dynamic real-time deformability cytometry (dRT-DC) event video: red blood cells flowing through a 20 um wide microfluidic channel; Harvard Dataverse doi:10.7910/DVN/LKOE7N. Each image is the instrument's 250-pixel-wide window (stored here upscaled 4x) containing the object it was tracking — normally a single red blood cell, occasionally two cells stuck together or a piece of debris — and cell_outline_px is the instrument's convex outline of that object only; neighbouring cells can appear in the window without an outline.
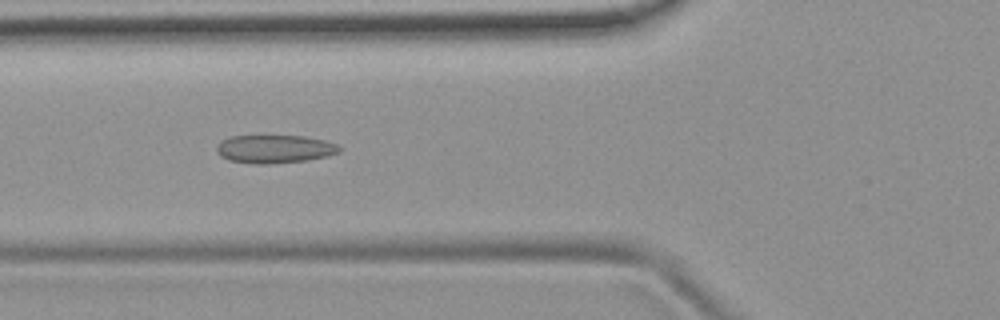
{"species": "common noctule bat (a hibernating species)", "species_latin": "Nyctalus noctula", "temperature_condition": "room temperature", "stored_images_in_passage": 52, "camera_frame_rate_fps": 3000, "um_per_image_px": 0.085, "animal": {"sex": "female", "body_mass_g": 19.9}, "frame": {"image": 1, "passage_image": 19, "time_ms": 6.0, "image_size_px": [1000, 320], "cell_outline_px": [[344, 148], [340, 152], [328, 156], [308, 160], [272, 164], [256, 164], [228, 160], [220, 156], [216, 152], [216, 148], [220, 140], [228, 136], [304, 136], [324, 140], [336, 144]], "centroid_in_image_um": [23.34, 12.67], "position_along_channel_um": 102.5, "area_um2": 20.46}}
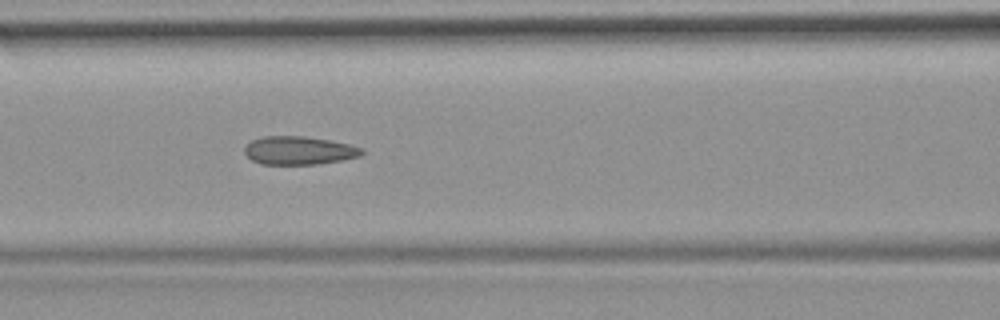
{"frame": {"image": 2, "passage_image": 22, "time_ms": 7.0, "image_size_px": [1000, 320], "cell_outline_px": [[364, 152], [360, 156], [344, 160], [316, 164], [260, 164], [252, 160], [244, 152], [244, 148], [252, 140], [260, 136], [304, 136], [332, 140], [364, 148]], "centroid_in_image_um": [25.43, 12.78], "position_along_channel_um": 141.2, "area_um2": 19.48}}
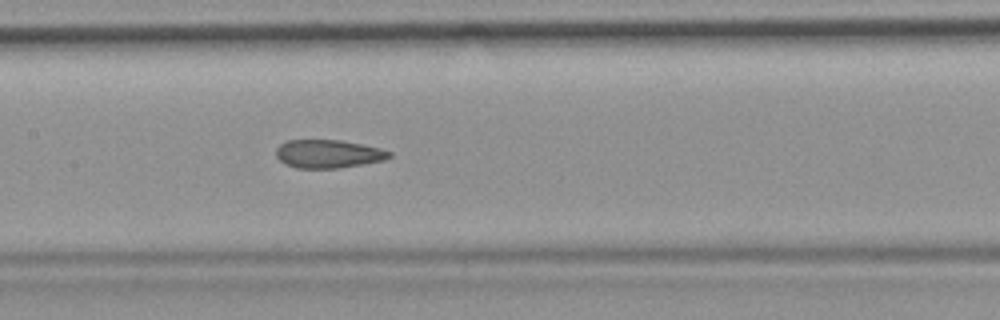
{"frame": {"image": 3, "passage_image": 25, "time_ms": 8.0, "image_size_px": [1000, 320], "cell_outline_px": [[392, 156], [384, 160], [340, 168], [296, 168], [284, 164], [276, 156], [276, 148], [280, 144], [288, 140], [340, 140], [380, 148], [392, 152]], "centroid_in_image_um": [27.89, 13.08], "position_along_channel_um": 179.5, "area_um2": 18.67}, "authors_computed_cell_mechanics": {"area_um2": 20.0855, "velocity_mm_per_s": 3.8427, "shape_relaxation_time_tau1_ms": null, "shape_relaxation_time_tau2_ms": 1.8905, "deformation_change_tau1": null, "deformation_change_tau2": 0.0952}}